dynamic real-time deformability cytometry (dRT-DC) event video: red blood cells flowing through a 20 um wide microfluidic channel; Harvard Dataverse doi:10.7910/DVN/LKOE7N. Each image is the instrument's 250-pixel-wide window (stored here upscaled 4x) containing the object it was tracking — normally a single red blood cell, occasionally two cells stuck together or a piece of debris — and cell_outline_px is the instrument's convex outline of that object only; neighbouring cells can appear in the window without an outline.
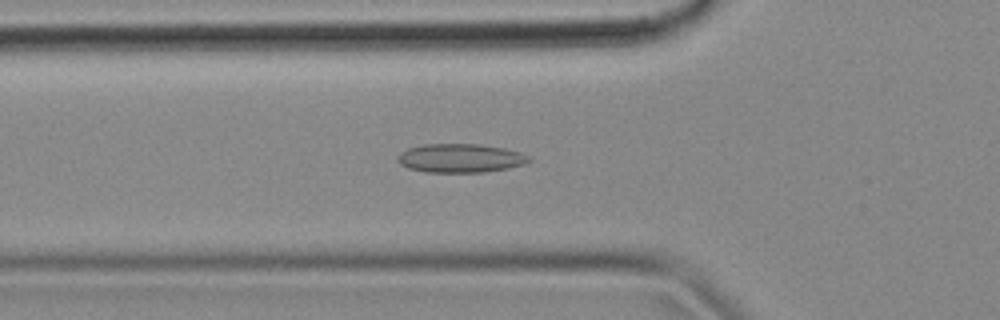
{"species": "common noctule bat (a hibernating species)", "species_latin": "Nyctalus noctula", "temperature_condition": "cold", "stored_images_in_passage": 54, "camera_frame_rate_fps": 3000, "um_per_image_px": 0.085, "animal": {"sex": "female", "body_mass_g": 18.4}, "frame": {"image": 1, "passage_image": 18, "time_ms": 5.667, "image_size_px": [1000, 320], "cell_outline_px": [[532, 160], [524, 164], [508, 168], [484, 172], [424, 172], [408, 168], [400, 164], [396, 160], [396, 156], [400, 152], [408, 148], [424, 144], [480, 144], [504, 148], [520, 152], [532, 156]], "centroid_in_image_um": [39.13, 13.44], "position_along_channel_um": 86.7, "area_um2": 22.25}}
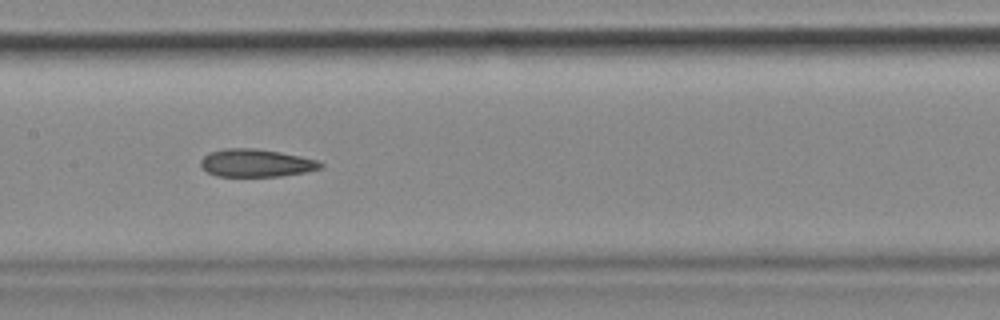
{"frame": {"image": 2, "passage_image": 26, "time_ms": 8.333, "image_size_px": [1000, 320], "cell_outline_px": [[324, 168], [304, 172], [280, 176], [216, 176], [208, 172], [200, 164], [200, 160], [208, 152], [224, 148], [256, 148], [280, 152], [300, 156], [316, 160], [324, 164]], "centroid_in_image_um": [21.76, 13.85], "position_along_channel_um": 185.6, "area_um2": 19.42}}
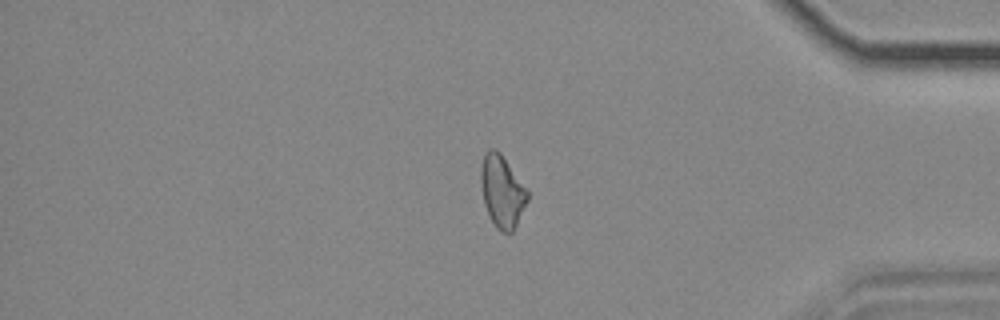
{"frame": {"image": 3, "passage_image": 45, "time_ms": 14.667, "image_size_px": [1000, 320], "cell_outline_px": [[528, 200], [512, 232], [500, 232], [496, 228], [484, 204], [480, 180], [480, 168], [484, 152], [488, 148], [496, 148], [500, 152], [528, 192]], "centroid_in_image_um": [42.64, 16.23], "position_along_channel_um": 392.6, "area_um2": 19.36}, "authors_computed_cell_mechanics": {"area_um2": 19.9988, "velocity_mm_per_s": 3.7055, "shape_relaxation_time_tau1_ms": null, "shape_relaxation_time_tau2_ms": 6.4122, "deformation_change_tau1": null, "deformation_change_tau2": 0.1622}}